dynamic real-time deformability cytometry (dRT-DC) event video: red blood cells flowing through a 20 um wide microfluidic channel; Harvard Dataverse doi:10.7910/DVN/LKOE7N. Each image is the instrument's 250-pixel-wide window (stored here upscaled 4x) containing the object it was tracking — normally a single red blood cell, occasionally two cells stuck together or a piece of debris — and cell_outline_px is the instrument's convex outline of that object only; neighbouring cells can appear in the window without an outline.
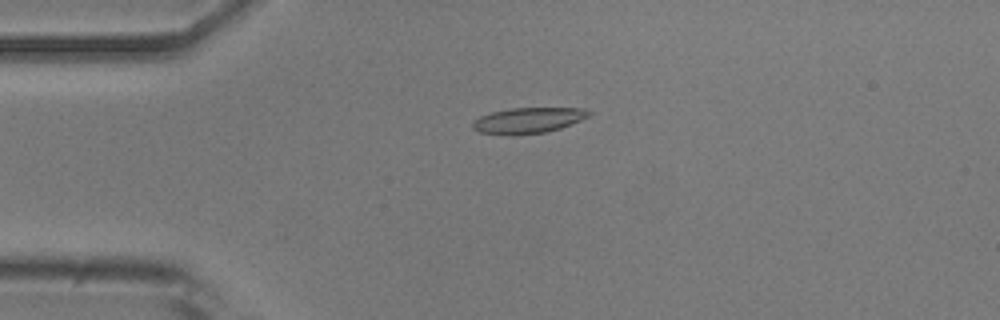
{"species": "common noctule bat (a hibernating species)", "species_latin": "Nyctalus noctula", "temperature_condition": "room temperature", "stored_images_in_passage": 52, "camera_frame_rate_fps": 3000, "um_per_image_px": 0.085, "animal": {"sex": "male", "body_mass_g": 20.5, "forearm_length_mm": 52.5}, "frame": {"image": 1, "passage_image": 12, "time_ms": 3.667, "image_size_px": [1000, 320], "cell_outline_px": [[592, 112], [588, 116], [580, 120], [560, 128], [548, 132], [512, 136], [480, 132], [472, 128], [472, 124], [480, 116], [492, 112], [512, 108], [584, 108]], "centroid_in_image_um": [44.89, 10.24], "position_along_channel_um": 40.1, "area_um2": 17.4}}
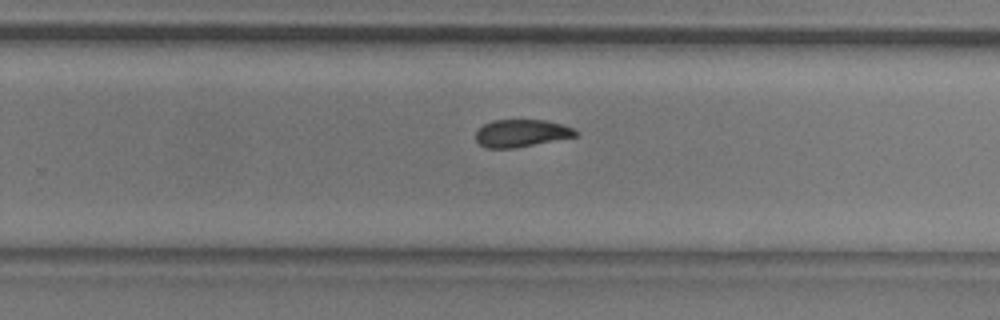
{"frame": {"image": 2, "passage_image": 33, "time_ms": 10.667, "image_size_px": [1000, 320], "cell_outline_px": [[580, 132], [576, 136], [512, 148], [488, 148], [480, 144], [476, 140], [476, 132], [484, 124], [492, 120], [544, 120], [560, 124], [572, 128]], "centroid_in_image_um": [44.3, 11.31], "position_along_channel_um": 285.5, "area_um2": 15.66}}
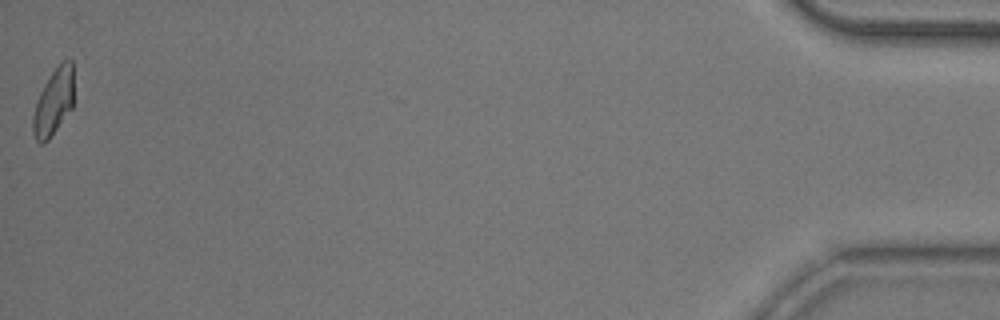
{"frame": {"image": 3, "passage_image": 52, "time_ms": 17.0, "image_size_px": [1000, 320], "cell_outline_px": [[72, 108], [48, 140], [44, 144], [40, 144], [36, 140], [32, 132], [32, 116], [40, 92], [44, 84], [52, 72], [64, 60], [72, 60]], "centroid_in_image_um": [4.52, 8.72], "position_along_channel_um": 430.7, "area_um2": 15.55}, "authors_computed_cell_mechanics": {"area_um2": 17.051, "velocity_mm_per_s": 3.8499, "shape_relaxation_time_tau1_ms": 8.4144, "shape_relaxation_time_tau2_ms": 8.2764, "deformation_change_tau1": 0.1969, "deformation_change_tau2": 0.1458}}